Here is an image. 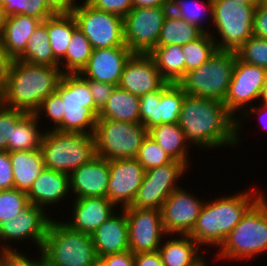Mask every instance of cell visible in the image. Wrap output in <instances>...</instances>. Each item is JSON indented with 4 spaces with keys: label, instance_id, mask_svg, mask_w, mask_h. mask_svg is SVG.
<instances>
[{
    "label": "cell",
    "instance_id": "1",
    "mask_svg": "<svg viewBox=\"0 0 267 266\" xmlns=\"http://www.w3.org/2000/svg\"><path fill=\"white\" fill-rule=\"evenodd\" d=\"M178 124L186 142L199 149L237 145V119L220 100L186 95Z\"/></svg>",
    "mask_w": 267,
    "mask_h": 266
},
{
    "label": "cell",
    "instance_id": "32",
    "mask_svg": "<svg viewBox=\"0 0 267 266\" xmlns=\"http://www.w3.org/2000/svg\"><path fill=\"white\" fill-rule=\"evenodd\" d=\"M205 32L169 10L158 38L157 45H185L200 38Z\"/></svg>",
    "mask_w": 267,
    "mask_h": 266
},
{
    "label": "cell",
    "instance_id": "30",
    "mask_svg": "<svg viewBox=\"0 0 267 266\" xmlns=\"http://www.w3.org/2000/svg\"><path fill=\"white\" fill-rule=\"evenodd\" d=\"M148 135L173 159L184 163L189 161V148L183 130L178 123L159 124L148 130ZM189 162V163H188Z\"/></svg>",
    "mask_w": 267,
    "mask_h": 266
},
{
    "label": "cell",
    "instance_id": "11",
    "mask_svg": "<svg viewBox=\"0 0 267 266\" xmlns=\"http://www.w3.org/2000/svg\"><path fill=\"white\" fill-rule=\"evenodd\" d=\"M266 76L267 70L265 68L246 63L236 56L232 80L223 103L226 109L237 119V146L239 145L238 142L241 141L239 137L241 130L239 128L242 126L241 122H243V118L241 119L239 115L243 114L249 106H252V101L254 103L256 99L261 101Z\"/></svg>",
    "mask_w": 267,
    "mask_h": 266
},
{
    "label": "cell",
    "instance_id": "19",
    "mask_svg": "<svg viewBox=\"0 0 267 266\" xmlns=\"http://www.w3.org/2000/svg\"><path fill=\"white\" fill-rule=\"evenodd\" d=\"M109 184L107 198L116 207H129L143 181L145 169L135 159L109 160Z\"/></svg>",
    "mask_w": 267,
    "mask_h": 266
},
{
    "label": "cell",
    "instance_id": "25",
    "mask_svg": "<svg viewBox=\"0 0 267 266\" xmlns=\"http://www.w3.org/2000/svg\"><path fill=\"white\" fill-rule=\"evenodd\" d=\"M68 193L69 174L44 168L26 194L30 204L46 210L49 205L52 207L64 200Z\"/></svg>",
    "mask_w": 267,
    "mask_h": 266
},
{
    "label": "cell",
    "instance_id": "29",
    "mask_svg": "<svg viewBox=\"0 0 267 266\" xmlns=\"http://www.w3.org/2000/svg\"><path fill=\"white\" fill-rule=\"evenodd\" d=\"M98 119L140 123V97L116 86L111 97L99 110Z\"/></svg>",
    "mask_w": 267,
    "mask_h": 266
},
{
    "label": "cell",
    "instance_id": "52",
    "mask_svg": "<svg viewBox=\"0 0 267 266\" xmlns=\"http://www.w3.org/2000/svg\"><path fill=\"white\" fill-rule=\"evenodd\" d=\"M46 2L56 14L71 13L77 5L76 0H46Z\"/></svg>",
    "mask_w": 267,
    "mask_h": 266
},
{
    "label": "cell",
    "instance_id": "24",
    "mask_svg": "<svg viewBox=\"0 0 267 266\" xmlns=\"http://www.w3.org/2000/svg\"><path fill=\"white\" fill-rule=\"evenodd\" d=\"M120 211V215L114 213L91 235L97 258L129 250L128 220L124 209Z\"/></svg>",
    "mask_w": 267,
    "mask_h": 266
},
{
    "label": "cell",
    "instance_id": "8",
    "mask_svg": "<svg viewBox=\"0 0 267 266\" xmlns=\"http://www.w3.org/2000/svg\"><path fill=\"white\" fill-rule=\"evenodd\" d=\"M236 61L235 51L217 50L199 68L190 70L178 82L187 95L224 101Z\"/></svg>",
    "mask_w": 267,
    "mask_h": 266
},
{
    "label": "cell",
    "instance_id": "39",
    "mask_svg": "<svg viewBox=\"0 0 267 266\" xmlns=\"http://www.w3.org/2000/svg\"><path fill=\"white\" fill-rule=\"evenodd\" d=\"M4 12L7 16L16 14L33 16L42 22L56 14L46 0H4Z\"/></svg>",
    "mask_w": 267,
    "mask_h": 266
},
{
    "label": "cell",
    "instance_id": "37",
    "mask_svg": "<svg viewBox=\"0 0 267 266\" xmlns=\"http://www.w3.org/2000/svg\"><path fill=\"white\" fill-rule=\"evenodd\" d=\"M213 35L205 32L197 40L182 45L185 58V74L192 69L199 68L217 51Z\"/></svg>",
    "mask_w": 267,
    "mask_h": 266
},
{
    "label": "cell",
    "instance_id": "15",
    "mask_svg": "<svg viewBox=\"0 0 267 266\" xmlns=\"http://www.w3.org/2000/svg\"><path fill=\"white\" fill-rule=\"evenodd\" d=\"M170 7L133 8L124 18L125 45L133 53L149 54L158 38Z\"/></svg>",
    "mask_w": 267,
    "mask_h": 266
},
{
    "label": "cell",
    "instance_id": "21",
    "mask_svg": "<svg viewBox=\"0 0 267 266\" xmlns=\"http://www.w3.org/2000/svg\"><path fill=\"white\" fill-rule=\"evenodd\" d=\"M132 54L127 46L93 49L86 66L79 74L85 80L118 86L124 66Z\"/></svg>",
    "mask_w": 267,
    "mask_h": 266
},
{
    "label": "cell",
    "instance_id": "28",
    "mask_svg": "<svg viewBox=\"0 0 267 266\" xmlns=\"http://www.w3.org/2000/svg\"><path fill=\"white\" fill-rule=\"evenodd\" d=\"M14 175V188L28 192L44 167L41 149L9 152Z\"/></svg>",
    "mask_w": 267,
    "mask_h": 266
},
{
    "label": "cell",
    "instance_id": "57",
    "mask_svg": "<svg viewBox=\"0 0 267 266\" xmlns=\"http://www.w3.org/2000/svg\"><path fill=\"white\" fill-rule=\"evenodd\" d=\"M0 266H16V256L0 257Z\"/></svg>",
    "mask_w": 267,
    "mask_h": 266
},
{
    "label": "cell",
    "instance_id": "41",
    "mask_svg": "<svg viewBox=\"0 0 267 266\" xmlns=\"http://www.w3.org/2000/svg\"><path fill=\"white\" fill-rule=\"evenodd\" d=\"M145 169V171L171 163L173 159L157 144V142L147 135L135 158Z\"/></svg>",
    "mask_w": 267,
    "mask_h": 266
},
{
    "label": "cell",
    "instance_id": "60",
    "mask_svg": "<svg viewBox=\"0 0 267 266\" xmlns=\"http://www.w3.org/2000/svg\"><path fill=\"white\" fill-rule=\"evenodd\" d=\"M259 5L267 6V0H259Z\"/></svg>",
    "mask_w": 267,
    "mask_h": 266
},
{
    "label": "cell",
    "instance_id": "46",
    "mask_svg": "<svg viewBox=\"0 0 267 266\" xmlns=\"http://www.w3.org/2000/svg\"><path fill=\"white\" fill-rule=\"evenodd\" d=\"M93 95L95 105L101 109L111 97L116 86L110 83L86 80Z\"/></svg>",
    "mask_w": 267,
    "mask_h": 266
},
{
    "label": "cell",
    "instance_id": "54",
    "mask_svg": "<svg viewBox=\"0 0 267 266\" xmlns=\"http://www.w3.org/2000/svg\"><path fill=\"white\" fill-rule=\"evenodd\" d=\"M258 113V118H259V120H263V121H261L262 122V124H263V122H265V121H267V117H265L266 115H267V104H265V103H261V105L260 106H254V105H252L251 107H249L247 110H245V112L243 113V114H241V116L240 117H242V116H244L243 118L245 119V118H247L248 116H249V114L251 115V114H255V113ZM264 115V116H263ZM263 117V119H260V118H262ZM264 118H266V119H264ZM260 122V123H261ZM266 123V125H267V122H265ZM264 123V124H265ZM263 124V125H264ZM265 125V127H267Z\"/></svg>",
    "mask_w": 267,
    "mask_h": 266
},
{
    "label": "cell",
    "instance_id": "16",
    "mask_svg": "<svg viewBox=\"0 0 267 266\" xmlns=\"http://www.w3.org/2000/svg\"><path fill=\"white\" fill-rule=\"evenodd\" d=\"M186 92L178 83L167 82L161 89L140 97V123L149 130L159 124L178 123Z\"/></svg>",
    "mask_w": 267,
    "mask_h": 266
},
{
    "label": "cell",
    "instance_id": "48",
    "mask_svg": "<svg viewBox=\"0 0 267 266\" xmlns=\"http://www.w3.org/2000/svg\"><path fill=\"white\" fill-rule=\"evenodd\" d=\"M98 263L101 266H134V254L130 250L110 254L98 258Z\"/></svg>",
    "mask_w": 267,
    "mask_h": 266
},
{
    "label": "cell",
    "instance_id": "3",
    "mask_svg": "<svg viewBox=\"0 0 267 266\" xmlns=\"http://www.w3.org/2000/svg\"><path fill=\"white\" fill-rule=\"evenodd\" d=\"M254 192V193H253ZM263 195L256 189L204 201L196 224L189 236L199 246H213L217 249L227 235L241 221L247 210Z\"/></svg>",
    "mask_w": 267,
    "mask_h": 266
},
{
    "label": "cell",
    "instance_id": "5",
    "mask_svg": "<svg viewBox=\"0 0 267 266\" xmlns=\"http://www.w3.org/2000/svg\"><path fill=\"white\" fill-rule=\"evenodd\" d=\"M221 260H249L267 251V198L263 194L220 245ZM252 257V258H251Z\"/></svg>",
    "mask_w": 267,
    "mask_h": 266
},
{
    "label": "cell",
    "instance_id": "14",
    "mask_svg": "<svg viewBox=\"0 0 267 266\" xmlns=\"http://www.w3.org/2000/svg\"><path fill=\"white\" fill-rule=\"evenodd\" d=\"M187 168L184 163L173 160L166 165L145 171L143 181L130 207L160 210L165 200L181 187L178 186V180L185 175Z\"/></svg>",
    "mask_w": 267,
    "mask_h": 266
},
{
    "label": "cell",
    "instance_id": "2",
    "mask_svg": "<svg viewBox=\"0 0 267 266\" xmlns=\"http://www.w3.org/2000/svg\"><path fill=\"white\" fill-rule=\"evenodd\" d=\"M62 75L60 67L34 65L14 59L0 102L7 107L35 114L41 102L56 91Z\"/></svg>",
    "mask_w": 267,
    "mask_h": 266
},
{
    "label": "cell",
    "instance_id": "34",
    "mask_svg": "<svg viewBox=\"0 0 267 266\" xmlns=\"http://www.w3.org/2000/svg\"><path fill=\"white\" fill-rule=\"evenodd\" d=\"M49 42L55 59L60 62L66 55L73 31L77 28L71 13H57L46 19Z\"/></svg>",
    "mask_w": 267,
    "mask_h": 266
},
{
    "label": "cell",
    "instance_id": "58",
    "mask_svg": "<svg viewBox=\"0 0 267 266\" xmlns=\"http://www.w3.org/2000/svg\"><path fill=\"white\" fill-rule=\"evenodd\" d=\"M238 2L239 4H245L248 6H258L259 5V0H231Z\"/></svg>",
    "mask_w": 267,
    "mask_h": 266
},
{
    "label": "cell",
    "instance_id": "31",
    "mask_svg": "<svg viewBox=\"0 0 267 266\" xmlns=\"http://www.w3.org/2000/svg\"><path fill=\"white\" fill-rule=\"evenodd\" d=\"M149 55L167 82L178 83L185 76L182 45H157Z\"/></svg>",
    "mask_w": 267,
    "mask_h": 266
},
{
    "label": "cell",
    "instance_id": "26",
    "mask_svg": "<svg viewBox=\"0 0 267 266\" xmlns=\"http://www.w3.org/2000/svg\"><path fill=\"white\" fill-rule=\"evenodd\" d=\"M176 236L163 240L158 249L163 266H202L207 262L200 246L189 235Z\"/></svg>",
    "mask_w": 267,
    "mask_h": 266
},
{
    "label": "cell",
    "instance_id": "59",
    "mask_svg": "<svg viewBox=\"0 0 267 266\" xmlns=\"http://www.w3.org/2000/svg\"><path fill=\"white\" fill-rule=\"evenodd\" d=\"M261 101L262 103L267 104V76L262 90Z\"/></svg>",
    "mask_w": 267,
    "mask_h": 266
},
{
    "label": "cell",
    "instance_id": "43",
    "mask_svg": "<svg viewBox=\"0 0 267 266\" xmlns=\"http://www.w3.org/2000/svg\"><path fill=\"white\" fill-rule=\"evenodd\" d=\"M62 103L60 94L57 91H54L41 102L39 108L35 112L38 120H40L42 114L44 113V115L53 122V126L46 129V131L57 130L62 132Z\"/></svg>",
    "mask_w": 267,
    "mask_h": 266
},
{
    "label": "cell",
    "instance_id": "10",
    "mask_svg": "<svg viewBox=\"0 0 267 266\" xmlns=\"http://www.w3.org/2000/svg\"><path fill=\"white\" fill-rule=\"evenodd\" d=\"M256 7L231 0H213L212 25L221 37L213 36L218 50L237 51L253 35Z\"/></svg>",
    "mask_w": 267,
    "mask_h": 266
},
{
    "label": "cell",
    "instance_id": "42",
    "mask_svg": "<svg viewBox=\"0 0 267 266\" xmlns=\"http://www.w3.org/2000/svg\"><path fill=\"white\" fill-rule=\"evenodd\" d=\"M235 52L240 60L267 70V39L252 35Z\"/></svg>",
    "mask_w": 267,
    "mask_h": 266
},
{
    "label": "cell",
    "instance_id": "9",
    "mask_svg": "<svg viewBox=\"0 0 267 266\" xmlns=\"http://www.w3.org/2000/svg\"><path fill=\"white\" fill-rule=\"evenodd\" d=\"M147 135L141 123L98 119L94 133L96 155L107 160L136 158Z\"/></svg>",
    "mask_w": 267,
    "mask_h": 266
},
{
    "label": "cell",
    "instance_id": "27",
    "mask_svg": "<svg viewBox=\"0 0 267 266\" xmlns=\"http://www.w3.org/2000/svg\"><path fill=\"white\" fill-rule=\"evenodd\" d=\"M42 21L33 16L16 14L7 17L0 39L8 54L17 59L26 49L28 39Z\"/></svg>",
    "mask_w": 267,
    "mask_h": 266
},
{
    "label": "cell",
    "instance_id": "20",
    "mask_svg": "<svg viewBox=\"0 0 267 266\" xmlns=\"http://www.w3.org/2000/svg\"><path fill=\"white\" fill-rule=\"evenodd\" d=\"M166 83L149 54L133 53L124 66L118 86L141 97L161 89Z\"/></svg>",
    "mask_w": 267,
    "mask_h": 266
},
{
    "label": "cell",
    "instance_id": "6",
    "mask_svg": "<svg viewBox=\"0 0 267 266\" xmlns=\"http://www.w3.org/2000/svg\"><path fill=\"white\" fill-rule=\"evenodd\" d=\"M56 91L62 98V132L94 135L99 108L80 74H63Z\"/></svg>",
    "mask_w": 267,
    "mask_h": 266
},
{
    "label": "cell",
    "instance_id": "23",
    "mask_svg": "<svg viewBox=\"0 0 267 266\" xmlns=\"http://www.w3.org/2000/svg\"><path fill=\"white\" fill-rule=\"evenodd\" d=\"M73 200L71 210L73 220L64 221V223L82 233L92 235L116 211V206L106 197H85Z\"/></svg>",
    "mask_w": 267,
    "mask_h": 266
},
{
    "label": "cell",
    "instance_id": "45",
    "mask_svg": "<svg viewBox=\"0 0 267 266\" xmlns=\"http://www.w3.org/2000/svg\"><path fill=\"white\" fill-rule=\"evenodd\" d=\"M95 9L125 17L132 9V0H86Z\"/></svg>",
    "mask_w": 267,
    "mask_h": 266
},
{
    "label": "cell",
    "instance_id": "13",
    "mask_svg": "<svg viewBox=\"0 0 267 266\" xmlns=\"http://www.w3.org/2000/svg\"><path fill=\"white\" fill-rule=\"evenodd\" d=\"M47 216L44 208L29 204L16 218L0 223V257L25 256L10 245V242L16 241L32 240L40 252L51 222V218Z\"/></svg>",
    "mask_w": 267,
    "mask_h": 266
},
{
    "label": "cell",
    "instance_id": "61",
    "mask_svg": "<svg viewBox=\"0 0 267 266\" xmlns=\"http://www.w3.org/2000/svg\"><path fill=\"white\" fill-rule=\"evenodd\" d=\"M0 5L4 8V0H0Z\"/></svg>",
    "mask_w": 267,
    "mask_h": 266
},
{
    "label": "cell",
    "instance_id": "36",
    "mask_svg": "<svg viewBox=\"0 0 267 266\" xmlns=\"http://www.w3.org/2000/svg\"><path fill=\"white\" fill-rule=\"evenodd\" d=\"M93 48L85 35L76 28L66 50V55L59 62L63 74H79L86 66ZM65 65L64 67H61ZM64 68V69H63ZM66 69V70H65Z\"/></svg>",
    "mask_w": 267,
    "mask_h": 266
},
{
    "label": "cell",
    "instance_id": "12",
    "mask_svg": "<svg viewBox=\"0 0 267 266\" xmlns=\"http://www.w3.org/2000/svg\"><path fill=\"white\" fill-rule=\"evenodd\" d=\"M78 4L71 14L93 49L126 46L123 17L95 9L86 0Z\"/></svg>",
    "mask_w": 267,
    "mask_h": 266
},
{
    "label": "cell",
    "instance_id": "7",
    "mask_svg": "<svg viewBox=\"0 0 267 266\" xmlns=\"http://www.w3.org/2000/svg\"><path fill=\"white\" fill-rule=\"evenodd\" d=\"M41 150L44 167L67 174L96 156L94 135L45 130Z\"/></svg>",
    "mask_w": 267,
    "mask_h": 266
},
{
    "label": "cell",
    "instance_id": "49",
    "mask_svg": "<svg viewBox=\"0 0 267 266\" xmlns=\"http://www.w3.org/2000/svg\"><path fill=\"white\" fill-rule=\"evenodd\" d=\"M253 35L267 39V6L258 5L255 9Z\"/></svg>",
    "mask_w": 267,
    "mask_h": 266
},
{
    "label": "cell",
    "instance_id": "35",
    "mask_svg": "<svg viewBox=\"0 0 267 266\" xmlns=\"http://www.w3.org/2000/svg\"><path fill=\"white\" fill-rule=\"evenodd\" d=\"M38 123L40 121L35 114H27L16 127H12L8 141V152L41 149L45 131L39 130Z\"/></svg>",
    "mask_w": 267,
    "mask_h": 266
},
{
    "label": "cell",
    "instance_id": "56",
    "mask_svg": "<svg viewBox=\"0 0 267 266\" xmlns=\"http://www.w3.org/2000/svg\"><path fill=\"white\" fill-rule=\"evenodd\" d=\"M7 15L4 12V8L0 5V39L3 36L4 33V27L6 24V20H7Z\"/></svg>",
    "mask_w": 267,
    "mask_h": 266
},
{
    "label": "cell",
    "instance_id": "47",
    "mask_svg": "<svg viewBox=\"0 0 267 266\" xmlns=\"http://www.w3.org/2000/svg\"><path fill=\"white\" fill-rule=\"evenodd\" d=\"M14 188V175L8 151H0V191Z\"/></svg>",
    "mask_w": 267,
    "mask_h": 266
},
{
    "label": "cell",
    "instance_id": "4",
    "mask_svg": "<svg viewBox=\"0 0 267 266\" xmlns=\"http://www.w3.org/2000/svg\"><path fill=\"white\" fill-rule=\"evenodd\" d=\"M39 253L46 266H97L98 263L92 236L54 218Z\"/></svg>",
    "mask_w": 267,
    "mask_h": 266
},
{
    "label": "cell",
    "instance_id": "51",
    "mask_svg": "<svg viewBox=\"0 0 267 266\" xmlns=\"http://www.w3.org/2000/svg\"><path fill=\"white\" fill-rule=\"evenodd\" d=\"M134 266H163L158 251L134 254Z\"/></svg>",
    "mask_w": 267,
    "mask_h": 266
},
{
    "label": "cell",
    "instance_id": "17",
    "mask_svg": "<svg viewBox=\"0 0 267 266\" xmlns=\"http://www.w3.org/2000/svg\"><path fill=\"white\" fill-rule=\"evenodd\" d=\"M128 220L129 250L133 254L158 251L168 236L164 230L161 211L146 208H123Z\"/></svg>",
    "mask_w": 267,
    "mask_h": 266
},
{
    "label": "cell",
    "instance_id": "44",
    "mask_svg": "<svg viewBox=\"0 0 267 266\" xmlns=\"http://www.w3.org/2000/svg\"><path fill=\"white\" fill-rule=\"evenodd\" d=\"M27 114L7 107L0 102V151H8V141L12 127H16Z\"/></svg>",
    "mask_w": 267,
    "mask_h": 266
},
{
    "label": "cell",
    "instance_id": "18",
    "mask_svg": "<svg viewBox=\"0 0 267 266\" xmlns=\"http://www.w3.org/2000/svg\"><path fill=\"white\" fill-rule=\"evenodd\" d=\"M185 188L176 189L161 207V218L167 235H189L194 228L204 200Z\"/></svg>",
    "mask_w": 267,
    "mask_h": 266
},
{
    "label": "cell",
    "instance_id": "33",
    "mask_svg": "<svg viewBox=\"0 0 267 266\" xmlns=\"http://www.w3.org/2000/svg\"><path fill=\"white\" fill-rule=\"evenodd\" d=\"M34 65L59 67L49 42V33L46 28V20L41 22L34 33L28 39L24 52L17 58Z\"/></svg>",
    "mask_w": 267,
    "mask_h": 266
},
{
    "label": "cell",
    "instance_id": "40",
    "mask_svg": "<svg viewBox=\"0 0 267 266\" xmlns=\"http://www.w3.org/2000/svg\"><path fill=\"white\" fill-rule=\"evenodd\" d=\"M29 204L26 192L16 188L0 191V223L16 218Z\"/></svg>",
    "mask_w": 267,
    "mask_h": 266
},
{
    "label": "cell",
    "instance_id": "38",
    "mask_svg": "<svg viewBox=\"0 0 267 266\" xmlns=\"http://www.w3.org/2000/svg\"><path fill=\"white\" fill-rule=\"evenodd\" d=\"M206 6H199V3H196L192 0H170V11L178 15L180 18H183L185 21L198 26L204 32L209 33L210 28L204 27L203 19L206 16L210 17V22L213 21V0H206ZM207 9V11L205 10ZM206 13H209L206 15ZM206 15V16H205ZM206 28V29H205Z\"/></svg>",
    "mask_w": 267,
    "mask_h": 266
},
{
    "label": "cell",
    "instance_id": "50",
    "mask_svg": "<svg viewBox=\"0 0 267 266\" xmlns=\"http://www.w3.org/2000/svg\"><path fill=\"white\" fill-rule=\"evenodd\" d=\"M13 58L8 54L0 40V98L3 96Z\"/></svg>",
    "mask_w": 267,
    "mask_h": 266
},
{
    "label": "cell",
    "instance_id": "55",
    "mask_svg": "<svg viewBox=\"0 0 267 266\" xmlns=\"http://www.w3.org/2000/svg\"><path fill=\"white\" fill-rule=\"evenodd\" d=\"M16 266H46L40 258L30 259L28 256H16Z\"/></svg>",
    "mask_w": 267,
    "mask_h": 266
},
{
    "label": "cell",
    "instance_id": "22",
    "mask_svg": "<svg viewBox=\"0 0 267 266\" xmlns=\"http://www.w3.org/2000/svg\"><path fill=\"white\" fill-rule=\"evenodd\" d=\"M109 160L95 156L69 174L71 196L106 197L109 184Z\"/></svg>",
    "mask_w": 267,
    "mask_h": 266
},
{
    "label": "cell",
    "instance_id": "53",
    "mask_svg": "<svg viewBox=\"0 0 267 266\" xmlns=\"http://www.w3.org/2000/svg\"><path fill=\"white\" fill-rule=\"evenodd\" d=\"M133 8L170 7V0H132Z\"/></svg>",
    "mask_w": 267,
    "mask_h": 266
}]
</instances>
